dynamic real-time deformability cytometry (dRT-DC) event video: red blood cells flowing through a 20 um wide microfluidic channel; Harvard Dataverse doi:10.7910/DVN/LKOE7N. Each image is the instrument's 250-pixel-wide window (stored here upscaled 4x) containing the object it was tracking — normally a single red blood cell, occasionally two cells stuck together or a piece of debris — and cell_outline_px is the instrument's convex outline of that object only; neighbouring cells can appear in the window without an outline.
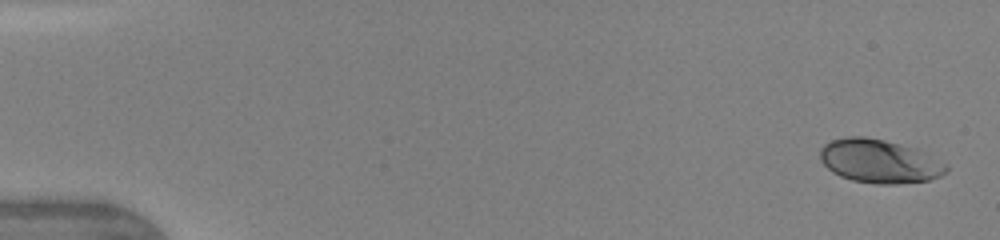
{"species": "human", "species_latin": "Homo sapiens", "temperature_condition": "warm", "stored_images_in_passage": 20, "camera_frame_rate_fps": 3000, "um_per_image_px": 0.085, "donor": {"sex": "female"}, "frame": {"image": 1, "passage_image": 1, "time_ms": 0.0, "image_size_px": [1000, 240], "cell_outline_px": [[948, 172], [940, 176], [928, 180], [896, 184], [876, 184], [852, 180], [840, 176], [832, 172], [820, 160], [820, 148], [824, 144], [832, 140], [848, 136], [864, 136], [884, 140], [916, 148], [948, 164]], "centroid_in_image_um": [74.76, 13.7], "position_along_channel_um": 10.2, "area_um2": 32.19}}
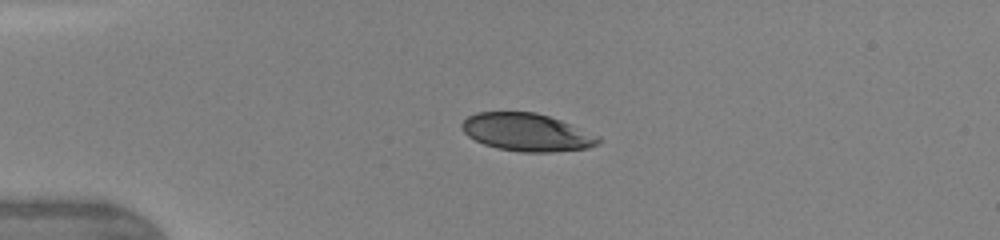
{"frame": {"image": 2, "passage_image": 8, "time_ms": 3.333, "image_size_px": [1000, 240], "cell_outline_px": [[600, 144], [588, 148], [552, 152], [520, 152], [496, 148], [484, 144], [468, 136], [460, 128], [460, 124], [468, 116], [476, 112], [536, 112], [560, 120], [600, 136]], "centroid_in_image_um": [44.77, 11.25], "position_along_channel_um": 40.2, "area_um2": 30.11}}